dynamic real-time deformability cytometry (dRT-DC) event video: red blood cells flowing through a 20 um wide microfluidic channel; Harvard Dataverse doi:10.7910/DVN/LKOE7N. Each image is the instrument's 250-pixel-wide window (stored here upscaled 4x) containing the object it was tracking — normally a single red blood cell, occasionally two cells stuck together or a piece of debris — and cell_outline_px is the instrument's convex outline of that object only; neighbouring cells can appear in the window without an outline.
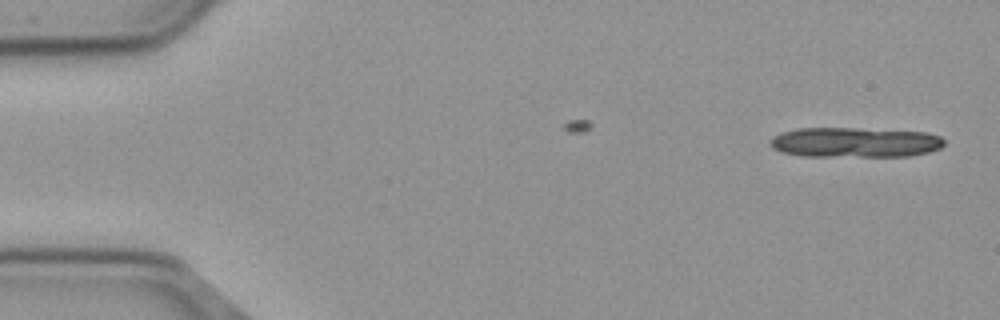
{"species": "common noctule bat (a hibernating species)", "species_latin": "Nyctalus noctula", "temperature_condition": "cold", "stored_images_in_passage": 6, "camera_frame_rate_fps": 3000, "um_per_image_px": 0.085, "animal": {"sex": "male", "body_mass_g": 23.1, "forearm_length_mm": 52.7}, "frame": {"image": 1, "passage_image": 1, "time_ms": 0.0, "image_size_px": [1000, 320], "cell_outline_px": [[944, 144], [940, 148], [928, 152], [908, 156], [804, 156], [784, 152], [772, 148], [768, 144], [768, 140], [772, 136], [780, 132], [796, 128], [852, 128], [924, 132], [940, 136], [944, 140]], "centroid_in_image_um": [72.61, 12.09], "position_along_channel_um": 12.4, "area_um2": 30.52}}